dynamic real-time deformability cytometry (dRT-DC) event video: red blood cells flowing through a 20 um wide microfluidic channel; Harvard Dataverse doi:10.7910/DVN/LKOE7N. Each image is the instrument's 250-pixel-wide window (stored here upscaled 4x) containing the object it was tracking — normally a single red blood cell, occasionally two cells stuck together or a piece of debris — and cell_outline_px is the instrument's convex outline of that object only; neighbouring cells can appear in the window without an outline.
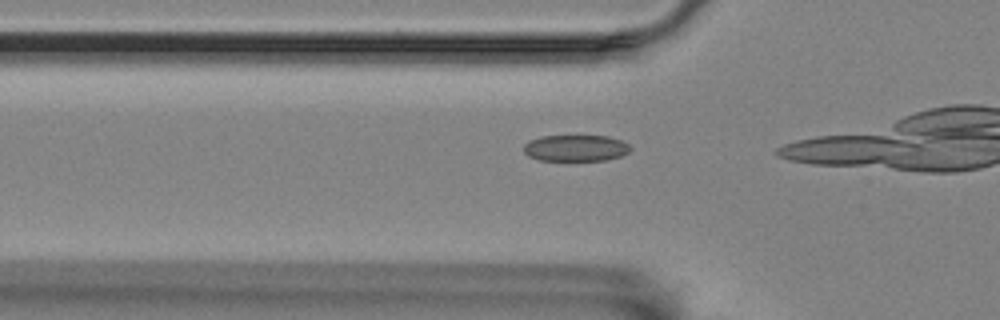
{"species": "Egyptian fruit bat (a non-hibernating species)", "species_latin": "Rousettus aegyptiacus", "temperature_condition": "room temperature", "stored_images_in_passage": 8, "camera_frame_rate_fps": 3000, "um_per_image_px": 0.085, "animal": {"sex": "female"}, "frame": {"image": 1, "passage_image": 4, "time_ms": 1.0, "image_size_px": [1000, 320], "cell_outline_px": [[632, 148], [628, 152], [620, 156], [604, 160], [540, 160], [528, 156], [524, 152], [524, 144], [528, 140], [540, 136], [608, 136], [620, 140], [628, 144]], "centroid_in_image_um": [48.9, 12.58], "position_along_channel_um": 76.9, "area_um2": 16.36}}
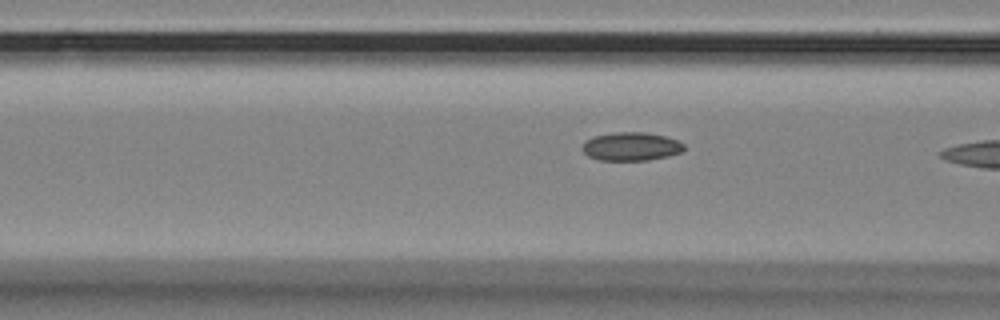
{"frame": {"image": 2, "passage_image": 7, "time_ms": 2.0, "image_size_px": [1000, 320], "cell_outline_px": [[684, 148], [680, 152], [668, 156], [648, 160], [600, 160], [588, 156], [580, 148], [592, 136], [612, 132], [644, 132], [664, 136], [676, 140], [684, 144]], "centroid_in_image_um": [53.62, 12.44], "position_along_channel_um": 113.0, "area_um2": 16.76}}